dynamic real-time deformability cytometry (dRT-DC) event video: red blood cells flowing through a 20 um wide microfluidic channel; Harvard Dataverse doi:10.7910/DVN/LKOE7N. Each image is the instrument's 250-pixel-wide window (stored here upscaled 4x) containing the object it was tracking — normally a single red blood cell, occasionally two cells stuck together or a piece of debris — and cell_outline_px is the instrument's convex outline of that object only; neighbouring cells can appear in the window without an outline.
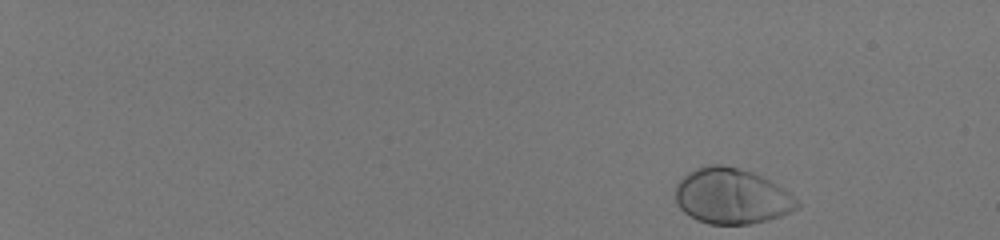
{"species": "human", "species_latin": "Homo sapiens", "temperature_condition": "room temperature", "stored_images_in_passage": 50, "camera_frame_rate_fps": 3000, "um_per_image_px": 0.085, "donor": {"sex": "male"}, "frame": {"image": 1, "passage_image": 1, "time_ms": 0.0, "image_size_px": [1000, 240], "cell_outline_px": [[800, 208], [780, 216], [768, 220], [748, 224], [708, 224], [696, 220], [684, 212], [676, 204], [676, 184], [688, 172], [696, 168], [708, 164], [720, 164], [752, 172], [784, 188], [800, 204]], "centroid_in_image_um": [62.17, 16.68], "position_along_channel_um": 22.8, "area_um2": 39.36}}
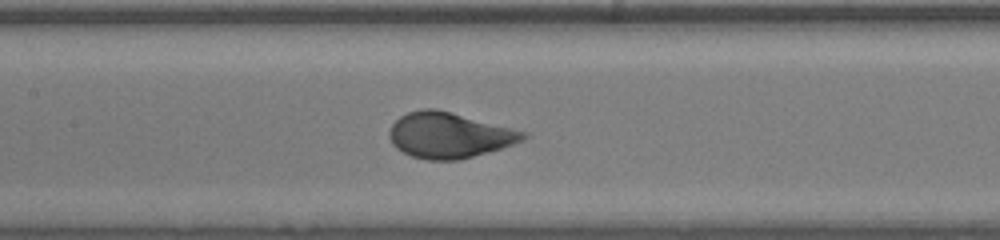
{"frame": {"image": 2, "passage_image": 27, "time_ms": 8.667, "image_size_px": [1000, 240], "cell_outline_px": [[528, 136], [524, 140], [500, 148], [460, 160], [428, 160], [412, 156], [396, 148], [392, 144], [388, 136], [388, 132], [392, 124], [400, 116], [408, 112], [424, 108], [436, 108], [528, 132]], "centroid_in_image_um": [38.16, 11.49], "position_along_channel_um": 169.2, "area_um2": 35.49}}
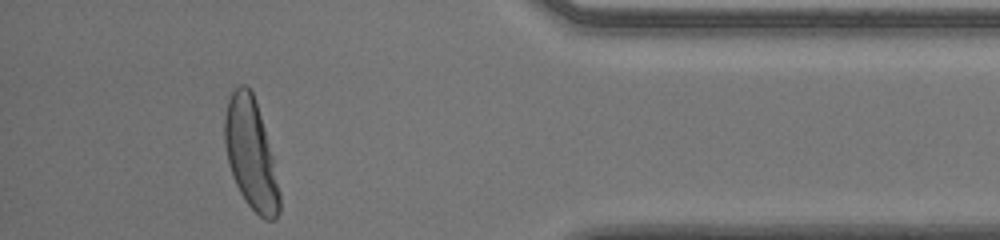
{"frame": {"image": 3, "passage_image": 47, "time_ms": 15.333, "image_size_px": [1000, 240], "cell_outline_px": [[280, 212], [276, 220], [264, 220], [244, 200], [232, 176], [228, 164], [224, 140], [224, 116], [228, 100], [232, 92], [240, 84], [244, 84], [252, 92], [264, 128], [280, 192]], "centroid_in_image_um": [21.3, 13.13], "position_along_channel_um": 413.9, "area_um2": 34.74}, "authors_computed_cell_mechanics": {"area_um2": 35.8649, "velocity_mm_per_s": 4.0001, "shape_relaxation_time_tau1_ms": 1.9306, "shape_relaxation_time_tau2_ms": null, "deformation_change_tau1": 0.1732, "deformation_change_tau2": null}}